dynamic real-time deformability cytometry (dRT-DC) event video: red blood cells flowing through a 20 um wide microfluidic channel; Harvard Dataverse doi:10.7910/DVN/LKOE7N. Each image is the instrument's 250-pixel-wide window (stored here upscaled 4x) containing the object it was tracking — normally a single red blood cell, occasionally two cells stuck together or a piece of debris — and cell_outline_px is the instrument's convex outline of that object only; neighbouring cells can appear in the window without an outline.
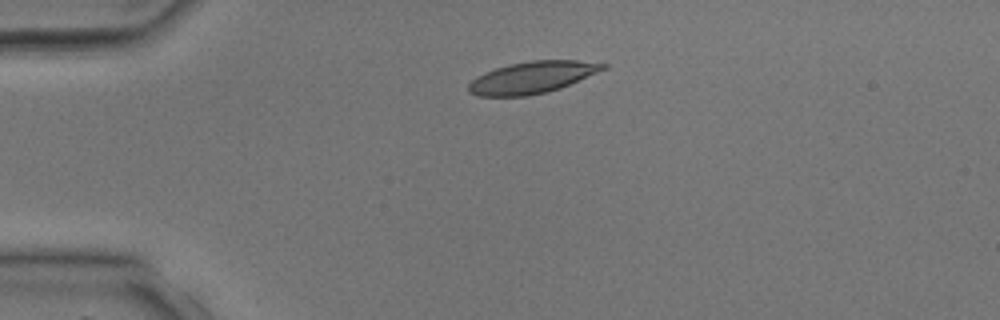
{"species": "common noctule bat (a hibernating species)", "species_latin": "Nyctalus noctula", "temperature_condition": "room temperature", "stored_images_in_passage": 2, "camera_frame_rate_fps": 3000, "um_per_image_px": 0.085, "animal": {"sex": "male", "body_mass_g": 17.9, "forearm_length_mm": 54.2}, "frame": {"image": 1, "passage_image": 2, "time_ms": 1.333, "image_size_px": [1000, 320], "cell_outline_px": [[608, 68], [560, 88], [528, 96], [480, 96], [468, 92], [468, 84], [476, 76], [484, 72], [496, 68], [512, 64], [532, 60], [576, 60], [608, 64]], "centroid_in_image_um": [45.23, 6.58], "position_along_channel_um": 39.8, "area_um2": 24.8}}